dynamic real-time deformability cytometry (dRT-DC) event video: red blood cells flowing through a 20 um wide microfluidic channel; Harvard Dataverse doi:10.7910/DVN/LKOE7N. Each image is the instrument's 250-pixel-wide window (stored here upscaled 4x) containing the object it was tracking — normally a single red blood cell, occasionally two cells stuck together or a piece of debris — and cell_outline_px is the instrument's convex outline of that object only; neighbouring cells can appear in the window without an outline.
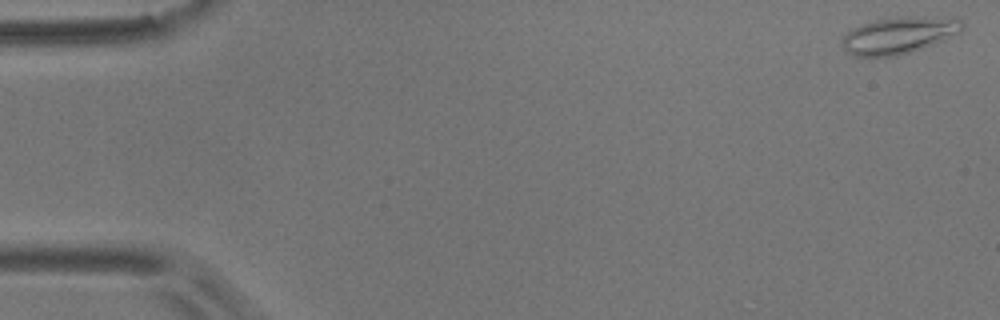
{"species": "common noctule bat (a hibernating species)", "species_latin": "Nyctalus noctula", "temperature_condition": "room temperature", "stored_images_in_passage": 56, "camera_frame_rate_fps": 3000, "um_per_image_px": 0.085, "animal": {"sex": "male", "body_mass_g": 17.9}, "frame": {"image": 1, "passage_image": 1, "time_ms": 0.0, "image_size_px": [1000, 320], "cell_outline_px": [[964, 28], [960, 32], [944, 40], [912, 52], [896, 56], [856, 56], [848, 52], [840, 44], [840, 40], [852, 28], [876, 20], [908, 16], [960, 16], [964, 24]], "centroid_in_image_um": [76.5, 2.98], "position_along_channel_um": 8.5, "area_um2": 26.13}}
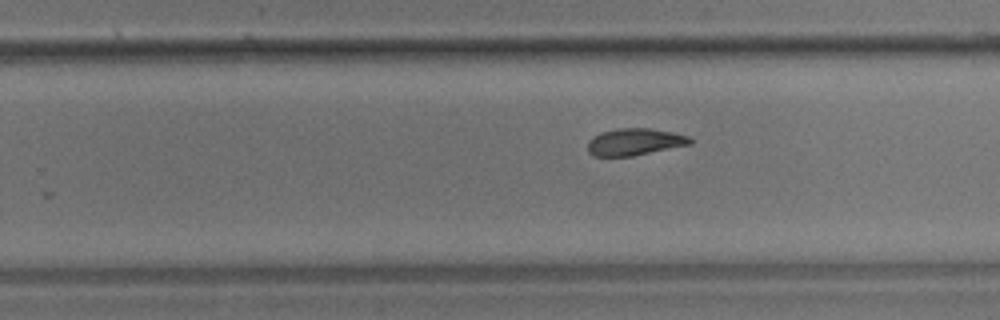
{"frame": {"image": 2, "passage_image": 35, "time_ms": 11.333, "image_size_px": [1000, 320], "cell_outline_px": [[692, 144], [632, 156], [592, 156], [588, 152], [588, 140], [592, 136], [600, 132], [616, 128], [648, 128], [672, 132], [688, 136], [692, 140]], "centroid_in_image_um": [53.91, 12.05], "position_along_channel_um": 275.9, "area_um2": 16.18}}
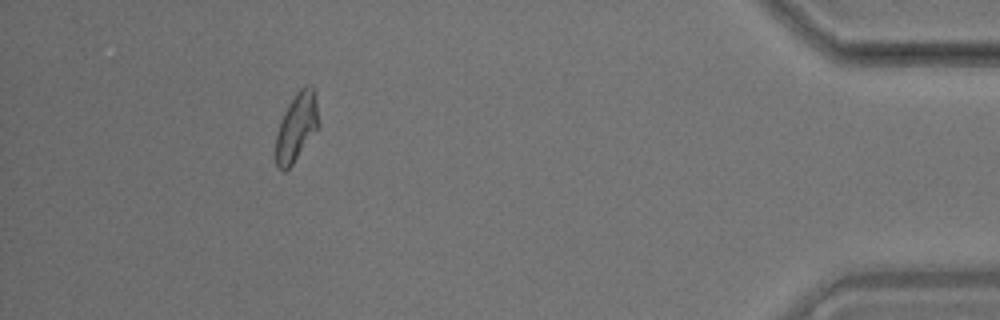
{"frame": {"image": 3, "passage_image": 51, "time_ms": 16.667, "image_size_px": [1000, 320], "cell_outline_px": [[320, 124], [292, 164], [284, 172], [276, 164], [276, 132], [280, 120], [288, 104], [296, 92], [304, 84], [312, 84], [316, 88]], "centroid_in_image_um": [25.24, 10.69], "position_along_channel_um": 410.0, "area_um2": 17.28}, "authors_computed_cell_mechanics": {"area_um2": 17.1377, "velocity_mm_per_s": 3.5546, "shape_relaxation_time_tau1_ms": 10.7417, "shape_relaxation_time_tau2_ms": 4.4123, "deformation_change_tau1": 0.2147, "deformation_change_tau2": 0.0903}}